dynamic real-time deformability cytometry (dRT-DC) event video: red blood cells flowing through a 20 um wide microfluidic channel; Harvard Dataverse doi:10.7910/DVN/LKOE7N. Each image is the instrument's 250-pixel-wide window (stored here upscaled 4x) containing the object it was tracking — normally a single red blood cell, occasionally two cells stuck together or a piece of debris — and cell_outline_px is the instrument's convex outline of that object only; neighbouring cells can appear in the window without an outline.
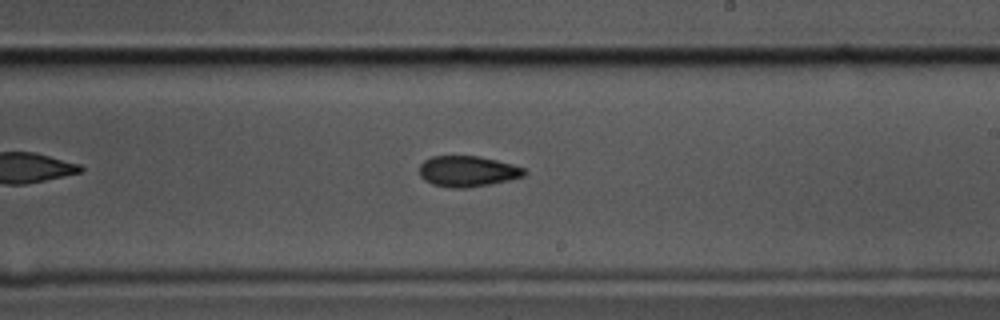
{"species": "common noctule bat (a hibernating species)", "species_latin": "Nyctalus noctula", "temperature_condition": "cold", "stored_images_in_passage": 42, "camera_frame_rate_fps": 3000, "um_per_image_px": 0.085, "animal": {"sex": "male", "body_mass_g": 17.5, "forearm_length_mm": 52.3}, "frame": {"image": 1, "passage_image": 18, "time_ms": 5.667, "image_size_px": [1000, 320], "cell_outline_px": [[528, 172], [524, 176], [492, 184], [464, 188], [452, 188], [432, 184], [424, 180], [420, 176], [420, 164], [424, 160], [432, 156], [480, 156], [512, 164], [524, 168]], "centroid_in_image_um": [39.74, 14.56], "position_along_channel_um": 249.3, "area_um2": 18.9}}
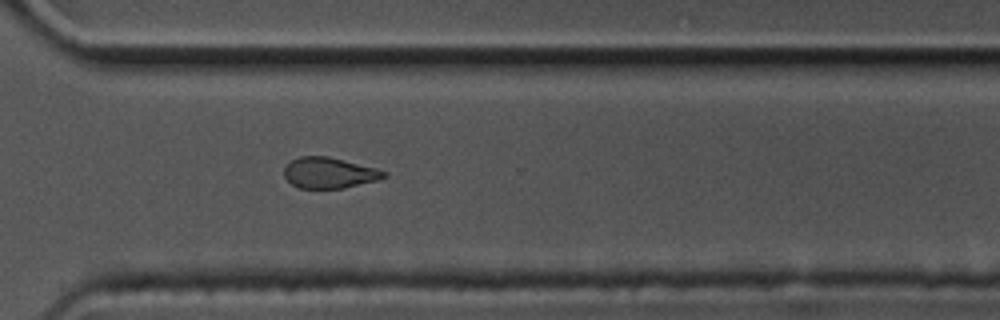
{"frame": {"image": 2, "passage_image": 26, "time_ms": 8.333, "image_size_px": [1000, 320], "cell_outline_px": [[388, 176], [380, 180], [344, 188], [300, 188], [292, 184], [284, 176], [284, 168], [292, 160], [300, 156], [328, 156], [376, 168], [388, 172]], "centroid_in_image_um": [28.03, 14.69], "position_along_channel_um": 342.6, "area_um2": 17.98}}
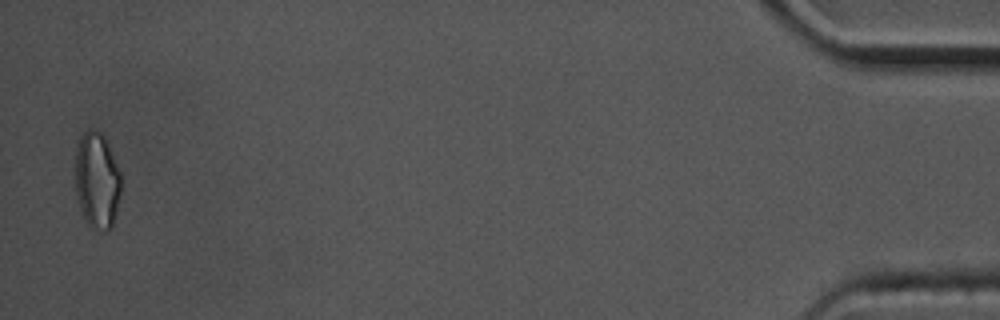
{"frame": {"image": 3, "passage_image": 41, "time_ms": 13.333, "image_size_px": [1000, 320], "cell_outline_px": [[120, 196], [112, 228], [104, 232], [96, 232], [88, 224], [80, 208], [76, 192], [76, 148], [80, 136], [88, 128], [92, 128], [100, 132], [104, 136], [108, 144], [120, 172]], "centroid_in_image_um": [8.25, 15.35], "position_along_channel_um": 427.0, "area_um2": 25.84}, "authors_computed_cell_mechanics": {"area_um2": 19.4497, "velocity_mm_per_s": 3.5004, "shape_relaxation_time_tau1_ms": 3.9114, "shape_relaxation_time_tau2_ms": 6.9752, "deformation_change_tau1": 0.1249, "deformation_change_tau2": 0.1296}}